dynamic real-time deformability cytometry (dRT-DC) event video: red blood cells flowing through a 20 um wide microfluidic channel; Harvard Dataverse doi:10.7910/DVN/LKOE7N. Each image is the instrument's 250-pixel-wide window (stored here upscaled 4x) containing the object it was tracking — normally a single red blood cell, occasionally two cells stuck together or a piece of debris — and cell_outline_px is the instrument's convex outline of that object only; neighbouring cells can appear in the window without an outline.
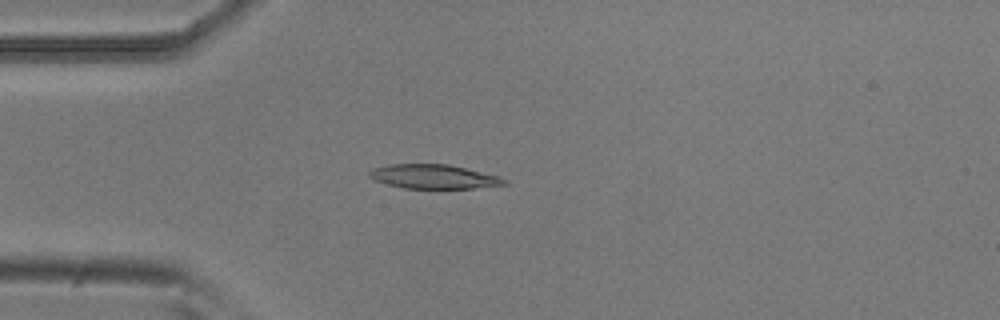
{"species": "common noctule bat (a hibernating species)", "species_latin": "Nyctalus noctula", "temperature_condition": "room temperature", "stored_images_in_passage": 4, "camera_frame_rate_fps": 3000, "um_per_image_px": 0.085, "animal": {"sex": "male", "body_mass_g": 20.5, "forearm_length_mm": 52.5}, "frame": {"image": 1, "passage_image": 4, "time_ms": 1.0, "image_size_px": [1000, 320], "cell_outline_px": [[508, 184], [472, 188], [404, 188], [388, 184], [376, 180], [368, 176], [368, 172], [372, 168], [388, 164], [448, 164], [500, 176], [508, 180]], "centroid_in_image_um": [36.87, 15.0], "position_along_channel_um": 48.1, "area_um2": 18.96}}